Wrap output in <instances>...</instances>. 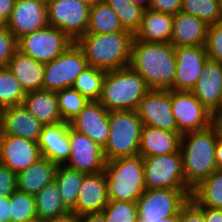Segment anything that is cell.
Listing matches in <instances>:
<instances>
[{
  "label": "cell",
  "instance_id": "cell-1",
  "mask_svg": "<svg viewBox=\"0 0 222 222\" xmlns=\"http://www.w3.org/2000/svg\"><path fill=\"white\" fill-rule=\"evenodd\" d=\"M129 66L150 89H170L176 72L175 47L166 42H145L134 37Z\"/></svg>",
  "mask_w": 222,
  "mask_h": 222
},
{
  "label": "cell",
  "instance_id": "cell-2",
  "mask_svg": "<svg viewBox=\"0 0 222 222\" xmlns=\"http://www.w3.org/2000/svg\"><path fill=\"white\" fill-rule=\"evenodd\" d=\"M217 123L211 127L181 135L180 152L187 186L193 190L206 180L215 170L217 139L221 136Z\"/></svg>",
  "mask_w": 222,
  "mask_h": 222
},
{
  "label": "cell",
  "instance_id": "cell-3",
  "mask_svg": "<svg viewBox=\"0 0 222 222\" xmlns=\"http://www.w3.org/2000/svg\"><path fill=\"white\" fill-rule=\"evenodd\" d=\"M133 39L130 31L86 33L76 43L83 50L88 66L107 72L129 66Z\"/></svg>",
  "mask_w": 222,
  "mask_h": 222
},
{
  "label": "cell",
  "instance_id": "cell-4",
  "mask_svg": "<svg viewBox=\"0 0 222 222\" xmlns=\"http://www.w3.org/2000/svg\"><path fill=\"white\" fill-rule=\"evenodd\" d=\"M150 90L145 80L130 66L107 71L98 100L108 111L137 110Z\"/></svg>",
  "mask_w": 222,
  "mask_h": 222
},
{
  "label": "cell",
  "instance_id": "cell-5",
  "mask_svg": "<svg viewBox=\"0 0 222 222\" xmlns=\"http://www.w3.org/2000/svg\"><path fill=\"white\" fill-rule=\"evenodd\" d=\"M109 200L137 202L146 190L143 158L121 157L106 162Z\"/></svg>",
  "mask_w": 222,
  "mask_h": 222
},
{
  "label": "cell",
  "instance_id": "cell-6",
  "mask_svg": "<svg viewBox=\"0 0 222 222\" xmlns=\"http://www.w3.org/2000/svg\"><path fill=\"white\" fill-rule=\"evenodd\" d=\"M143 126L135 110L109 111L110 133L103 147L106 162L139 155Z\"/></svg>",
  "mask_w": 222,
  "mask_h": 222
},
{
  "label": "cell",
  "instance_id": "cell-7",
  "mask_svg": "<svg viewBox=\"0 0 222 222\" xmlns=\"http://www.w3.org/2000/svg\"><path fill=\"white\" fill-rule=\"evenodd\" d=\"M191 189H146L137 200L138 222H157L179 213Z\"/></svg>",
  "mask_w": 222,
  "mask_h": 222
},
{
  "label": "cell",
  "instance_id": "cell-8",
  "mask_svg": "<svg viewBox=\"0 0 222 222\" xmlns=\"http://www.w3.org/2000/svg\"><path fill=\"white\" fill-rule=\"evenodd\" d=\"M87 66L83 50L73 42L56 59L44 64L43 89L56 92L72 87Z\"/></svg>",
  "mask_w": 222,
  "mask_h": 222
},
{
  "label": "cell",
  "instance_id": "cell-9",
  "mask_svg": "<svg viewBox=\"0 0 222 222\" xmlns=\"http://www.w3.org/2000/svg\"><path fill=\"white\" fill-rule=\"evenodd\" d=\"M90 6L80 0H47L48 25L76 42L87 33Z\"/></svg>",
  "mask_w": 222,
  "mask_h": 222
},
{
  "label": "cell",
  "instance_id": "cell-10",
  "mask_svg": "<svg viewBox=\"0 0 222 222\" xmlns=\"http://www.w3.org/2000/svg\"><path fill=\"white\" fill-rule=\"evenodd\" d=\"M74 41L60 29L46 26L17 40L18 50L43 64L62 54Z\"/></svg>",
  "mask_w": 222,
  "mask_h": 222
},
{
  "label": "cell",
  "instance_id": "cell-11",
  "mask_svg": "<svg viewBox=\"0 0 222 222\" xmlns=\"http://www.w3.org/2000/svg\"><path fill=\"white\" fill-rule=\"evenodd\" d=\"M146 189H190L184 178L180 150L143 158Z\"/></svg>",
  "mask_w": 222,
  "mask_h": 222
},
{
  "label": "cell",
  "instance_id": "cell-12",
  "mask_svg": "<svg viewBox=\"0 0 222 222\" xmlns=\"http://www.w3.org/2000/svg\"><path fill=\"white\" fill-rule=\"evenodd\" d=\"M171 106L178 131H202L216 123V118L191 91L171 90Z\"/></svg>",
  "mask_w": 222,
  "mask_h": 222
},
{
  "label": "cell",
  "instance_id": "cell-13",
  "mask_svg": "<svg viewBox=\"0 0 222 222\" xmlns=\"http://www.w3.org/2000/svg\"><path fill=\"white\" fill-rule=\"evenodd\" d=\"M136 111L143 125L180 133L172 112L171 90L150 89Z\"/></svg>",
  "mask_w": 222,
  "mask_h": 222
},
{
  "label": "cell",
  "instance_id": "cell-14",
  "mask_svg": "<svg viewBox=\"0 0 222 222\" xmlns=\"http://www.w3.org/2000/svg\"><path fill=\"white\" fill-rule=\"evenodd\" d=\"M70 155L68 168L85 174L104 171L106 159L103 148L87 135L77 132L69 125Z\"/></svg>",
  "mask_w": 222,
  "mask_h": 222
},
{
  "label": "cell",
  "instance_id": "cell-15",
  "mask_svg": "<svg viewBox=\"0 0 222 222\" xmlns=\"http://www.w3.org/2000/svg\"><path fill=\"white\" fill-rule=\"evenodd\" d=\"M175 57V78L169 90L192 91L209 59L205 46L175 47Z\"/></svg>",
  "mask_w": 222,
  "mask_h": 222
},
{
  "label": "cell",
  "instance_id": "cell-16",
  "mask_svg": "<svg viewBox=\"0 0 222 222\" xmlns=\"http://www.w3.org/2000/svg\"><path fill=\"white\" fill-rule=\"evenodd\" d=\"M5 25L17 40L48 26L47 0H16Z\"/></svg>",
  "mask_w": 222,
  "mask_h": 222
},
{
  "label": "cell",
  "instance_id": "cell-17",
  "mask_svg": "<svg viewBox=\"0 0 222 222\" xmlns=\"http://www.w3.org/2000/svg\"><path fill=\"white\" fill-rule=\"evenodd\" d=\"M41 158L38 142L0 135V163L18 174Z\"/></svg>",
  "mask_w": 222,
  "mask_h": 222
},
{
  "label": "cell",
  "instance_id": "cell-18",
  "mask_svg": "<svg viewBox=\"0 0 222 222\" xmlns=\"http://www.w3.org/2000/svg\"><path fill=\"white\" fill-rule=\"evenodd\" d=\"M69 125L103 148L110 133L109 111L99 101H89Z\"/></svg>",
  "mask_w": 222,
  "mask_h": 222
},
{
  "label": "cell",
  "instance_id": "cell-19",
  "mask_svg": "<svg viewBox=\"0 0 222 222\" xmlns=\"http://www.w3.org/2000/svg\"><path fill=\"white\" fill-rule=\"evenodd\" d=\"M191 92L215 118L221 117L222 65L208 59Z\"/></svg>",
  "mask_w": 222,
  "mask_h": 222
},
{
  "label": "cell",
  "instance_id": "cell-20",
  "mask_svg": "<svg viewBox=\"0 0 222 222\" xmlns=\"http://www.w3.org/2000/svg\"><path fill=\"white\" fill-rule=\"evenodd\" d=\"M109 202L106 173L85 174L79 189L76 206L71 210L81 216L102 212Z\"/></svg>",
  "mask_w": 222,
  "mask_h": 222
},
{
  "label": "cell",
  "instance_id": "cell-21",
  "mask_svg": "<svg viewBox=\"0 0 222 222\" xmlns=\"http://www.w3.org/2000/svg\"><path fill=\"white\" fill-rule=\"evenodd\" d=\"M41 157L56 165H66L70 155L69 123L44 125L38 140Z\"/></svg>",
  "mask_w": 222,
  "mask_h": 222
},
{
  "label": "cell",
  "instance_id": "cell-22",
  "mask_svg": "<svg viewBox=\"0 0 222 222\" xmlns=\"http://www.w3.org/2000/svg\"><path fill=\"white\" fill-rule=\"evenodd\" d=\"M43 124L22 104L5 108L0 135H10L38 142Z\"/></svg>",
  "mask_w": 222,
  "mask_h": 222
},
{
  "label": "cell",
  "instance_id": "cell-23",
  "mask_svg": "<svg viewBox=\"0 0 222 222\" xmlns=\"http://www.w3.org/2000/svg\"><path fill=\"white\" fill-rule=\"evenodd\" d=\"M208 26L200 18L180 11L174 15L170 43L174 47L204 46Z\"/></svg>",
  "mask_w": 222,
  "mask_h": 222
},
{
  "label": "cell",
  "instance_id": "cell-24",
  "mask_svg": "<svg viewBox=\"0 0 222 222\" xmlns=\"http://www.w3.org/2000/svg\"><path fill=\"white\" fill-rule=\"evenodd\" d=\"M181 135L144 125L140 137L139 155L145 158L178 152Z\"/></svg>",
  "mask_w": 222,
  "mask_h": 222
},
{
  "label": "cell",
  "instance_id": "cell-25",
  "mask_svg": "<svg viewBox=\"0 0 222 222\" xmlns=\"http://www.w3.org/2000/svg\"><path fill=\"white\" fill-rule=\"evenodd\" d=\"M7 67L26 93L43 89V63L17 50Z\"/></svg>",
  "mask_w": 222,
  "mask_h": 222
},
{
  "label": "cell",
  "instance_id": "cell-26",
  "mask_svg": "<svg viewBox=\"0 0 222 222\" xmlns=\"http://www.w3.org/2000/svg\"><path fill=\"white\" fill-rule=\"evenodd\" d=\"M22 105L43 125L63 122L55 91L40 89L28 92Z\"/></svg>",
  "mask_w": 222,
  "mask_h": 222
},
{
  "label": "cell",
  "instance_id": "cell-27",
  "mask_svg": "<svg viewBox=\"0 0 222 222\" xmlns=\"http://www.w3.org/2000/svg\"><path fill=\"white\" fill-rule=\"evenodd\" d=\"M56 168L55 163L41 157L17 174V190L35 196L43 187L54 181Z\"/></svg>",
  "mask_w": 222,
  "mask_h": 222
},
{
  "label": "cell",
  "instance_id": "cell-28",
  "mask_svg": "<svg viewBox=\"0 0 222 222\" xmlns=\"http://www.w3.org/2000/svg\"><path fill=\"white\" fill-rule=\"evenodd\" d=\"M174 16L162 12L144 10L141 26L134 37L145 42L170 43Z\"/></svg>",
  "mask_w": 222,
  "mask_h": 222
},
{
  "label": "cell",
  "instance_id": "cell-29",
  "mask_svg": "<svg viewBox=\"0 0 222 222\" xmlns=\"http://www.w3.org/2000/svg\"><path fill=\"white\" fill-rule=\"evenodd\" d=\"M85 173L68 168L66 165H57L54 182L65 207L71 211L76 206L79 189Z\"/></svg>",
  "mask_w": 222,
  "mask_h": 222
},
{
  "label": "cell",
  "instance_id": "cell-30",
  "mask_svg": "<svg viewBox=\"0 0 222 222\" xmlns=\"http://www.w3.org/2000/svg\"><path fill=\"white\" fill-rule=\"evenodd\" d=\"M118 31L127 30L123 28L117 13L105 1L90 6L87 33L106 34Z\"/></svg>",
  "mask_w": 222,
  "mask_h": 222
},
{
  "label": "cell",
  "instance_id": "cell-31",
  "mask_svg": "<svg viewBox=\"0 0 222 222\" xmlns=\"http://www.w3.org/2000/svg\"><path fill=\"white\" fill-rule=\"evenodd\" d=\"M191 198L201 207L222 209V169L215 170L195 187Z\"/></svg>",
  "mask_w": 222,
  "mask_h": 222
},
{
  "label": "cell",
  "instance_id": "cell-32",
  "mask_svg": "<svg viewBox=\"0 0 222 222\" xmlns=\"http://www.w3.org/2000/svg\"><path fill=\"white\" fill-rule=\"evenodd\" d=\"M35 204L37 217L45 221L69 212L61 200L54 181L43 187L35 195Z\"/></svg>",
  "mask_w": 222,
  "mask_h": 222
},
{
  "label": "cell",
  "instance_id": "cell-33",
  "mask_svg": "<svg viewBox=\"0 0 222 222\" xmlns=\"http://www.w3.org/2000/svg\"><path fill=\"white\" fill-rule=\"evenodd\" d=\"M106 71L87 66L76 78L73 88L88 101H98Z\"/></svg>",
  "mask_w": 222,
  "mask_h": 222
},
{
  "label": "cell",
  "instance_id": "cell-34",
  "mask_svg": "<svg viewBox=\"0 0 222 222\" xmlns=\"http://www.w3.org/2000/svg\"><path fill=\"white\" fill-rule=\"evenodd\" d=\"M26 92L8 67L0 68V107L23 104Z\"/></svg>",
  "mask_w": 222,
  "mask_h": 222
},
{
  "label": "cell",
  "instance_id": "cell-35",
  "mask_svg": "<svg viewBox=\"0 0 222 222\" xmlns=\"http://www.w3.org/2000/svg\"><path fill=\"white\" fill-rule=\"evenodd\" d=\"M181 11L200 18L207 25L222 20L221 0H182Z\"/></svg>",
  "mask_w": 222,
  "mask_h": 222
},
{
  "label": "cell",
  "instance_id": "cell-36",
  "mask_svg": "<svg viewBox=\"0 0 222 222\" xmlns=\"http://www.w3.org/2000/svg\"><path fill=\"white\" fill-rule=\"evenodd\" d=\"M60 116L63 122L69 123L73 120L89 102L73 87L56 91Z\"/></svg>",
  "mask_w": 222,
  "mask_h": 222
},
{
  "label": "cell",
  "instance_id": "cell-37",
  "mask_svg": "<svg viewBox=\"0 0 222 222\" xmlns=\"http://www.w3.org/2000/svg\"><path fill=\"white\" fill-rule=\"evenodd\" d=\"M118 15L123 28L135 35L141 26L144 9L128 0H103Z\"/></svg>",
  "mask_w": 222,
  "mask_h": 222
},
{
  "label": "cell",
  "instance_id": "cell-38",
  "mask_svg": "<svg viewBox=\"0 0 222 222\" xmlns=\"http://www.w3.org/2000/svg\"><path fill=\"white\" fill-rule=\"evenodd\" d=\"M11 222H24L37 217L35 196L21 191L10 195Z\"/></svg>",
  "mask_w": 222,
  "mask_h": 222
},
{
  "label": "cell",
  "instance_id": "cell-39",
  "mask_svg": "<svg viewBox=\"0 0 222 222\" xmlns=\"http://www.w3.org/2000/svg\"><path fill=\"white\" fill-rule=\"evenodd\" d=\"M102 213L105 222H138L137 202L109 200Z\"/></svg>",
  "mask_w": 222,
  "mask_h": 222
},
{
  "label": "cell",
  "instance_id": "cell-40",
  "mask_svg": "<svg viewBox=\"0 0 222 222\" xmlns=\"http://www.w3.org/2000/svg\"><path fill=\"white\" fill-rule=\"evenodd\" d=\"M204 46L208 58L222 65V20L208 26Z\"/></svg>",
  "mask_w": 222,
  "mask_h": 222
},
{
  "label": "cell",
  "instance_id": "cell-41",
  "mask_svg": "<svg viewBox=\"0 0 222 222\" xmlns=\"http://www.w3.org/2000/svg\"><path fill=\"white\" fill-rule=\"evenodd\" d=\"M17 50V38L6 28L5 24H0V68L8 66Z\"/></svg>",
  "mask_w": 222,
  "mask_h": 222
},
{
  "label": "cell",
  "instance_id": "cell-42",
  "mask_svg": "<svg viewBox=\"0 0 222 222\" xmlns=\"http://www.w3.org/2000/svg\"><path fill=\"white\" fill-rule=\"evenodd\" d=\"M179 222H205L204 207L190 197L179 211Z\"/></svg>",
  "mask_w": 222,
  "mask_h": 222
},
{
  "label": "cell",
  "instance_id": "cell-43",
  "mask_svg": "<svg viewBox=\"0 0 222 222\" xmlns=\"http://www.w3.org/2000/svg\"><path fill=\"white\" fill-rule=\"evenodd\" d=\"M17 174L0 163V197L10 196L17 190Z\"/></svg>",
  "mask_w": 222,
  "mask_h": 222
},
{
  "label": "cell",
  "instance_id": "cell-44",
  "mask_svg": "<svg viewBox=\"0 0 222 222\" xmlns=\"http://www.w3.org/2000/svg\"><path fill=\"white\" fill-rule=\"evenodd\" d=\"M182 0H150L149 9L165 14L176 15L181 11Z\"/></svg>",
  "mask_w": 222,
  "mask_h": 222
},
{
  "label": "cell",
  "instance_id": "cell-45",
  "mask_svg": "<svg viewBox=\"0 0 222 222\" xmlns=\"http://www.w3.org/2000/svg\"><path fill=\"white\" fill-rule=\"evenodd\" d=\"M16 0H0V24H6Z\"/></svg>",
  "mask_w": 222,
  "mask_h": 222
},
{
  "label": "cell",
  "instance_id": "cell-46",
  "mask_svg": "<svg viewBox=\"0 0 222 222\" xmlns=\"http://www.w3.org/2000/svg\"><path fill=\"white\" fill-rule=\"evenodd\" d=\"M0 222H11L10 196L0 197Z\"/></svg>",
  "mask_w": 222,
  "mask_h": 222
},
{
  "label": "cell",
  "instance_id": "cell-47",
  "mask_svg": "<svg viewBox=\"0 0 222 222\" xmlns=\"http://www.w3.org/2000/svg\"><path fill=\"white\" fill-rule=\"evenodd\" d=\"M205 222H222V209L204 207Z\"/></svg>",
  "mask_w": 222,
  "mask_h": 222
},
{
  "label": "cell",
  "instance_id": "cell-48",
  "mask_svg": "<svg viewBox=\"0 0 222 222\" xmlns=\"http://www.w3.org/2000/svg\"><path fill=\"white\" fill-rule=\"evenodd\" d=\"M79 222H105L102 212L89 213L79 216Z\"/></svg>",
  "mask_w": 222,
  "mask_h": 222
},
{
  "label": "cell",
  "instance_id": "cell-49",
  "mask_svg": "<svg viewBox=\"0 0 222 222\" xmlns=\"http://www.w3.org/2000/svg\"><path fill=\"white\" fill-rule=\"evenodd\" d=\"M45 222H79V216L76 215L74 212L69 211L64 215L46 220Z\"/></svg>",
  "mask_w": 222,
  "mask_h": 222
},
{
  "label": "cell",
  "instance_id": "cell-50",
  "mask_svg": "<svg viewBox=\"0 0 222 222\" xmlns=\"http://www.w3.org/2000/svg\"><path fill=\"white\" fill-rule=\"evenodd\" d=\"M215 152L217 169H222V135L217 139Z\"/></svg>",
  "mask_w": 222,
  "mask_h": 222
},
{
  "label": "cell",
  "instance_id": "cell-51",
  "mask_svg": "<svg viewBox=\"0 0 222 222\" xmlns=\"http://www.w3.org/2000/svg\"><path fill=\"white\" fill-rule=\"evenodd\" d=\"M128 1L133 3L134 5L141 7L144 10L149 9L150 0H128Z\"/></svg>",
  "mask_w": 222,
  "mask_h": 222
},
{
  "label": "cell",
  "instance_id": "cell-52",
  "mask_svg": "<svg viewBox=\"0 0 222 222\" xmlns=\"http://www.w3.org/2000/svg\"><path fill=\"white\" fill-rule=\"evenodd\" d=\"M157 222H179V213L176 215L169 216L167 218H161V221Z\"/></svg>",
  "mask_w": 222,
  "mask_h": 222
},
{
  "label": "cell",
  "instance_id": "cell-53",
  "mask_svg": "<svg viewBox=\"0 0 222 222\" xmlns=\"http://www.w3.org/2000/svg\"><path fill=\"white\" fill-rule=\"evenodd\" d=\"M86 4H88L89 6H93L94 4L100 2V1H103V0H80Z\"/></svg>",
  "mask_w": 222,
  "mask_h": 222
},
{
  "label": "cell",
  "instance_id": "cell-54",
  "mask_svg": "<svg viewBox=\"0 0 222 222\" xmlns=\"http://www.w3.org/2000/svg\"><path fill=\"white\" fill-rule=\"evenodd\" d=\"M216 123L219 126V128L221 130V134H222V116L219 118H216Z\"/></svg>",
  "mask_w": 222,
  "mask_h": 222
},
{
  "label": "cell",
  "instance_id": "cell-55",
  "mask_svg": "<svg viewBox=\"0 0 222 222\" xmlns=\"http://www.w3.org/2000/svg\"><path fill=\"white\" fill-rule=\"evenodd\" d=\"M24 222H45V220H42V219H39L38 217H36L34 219H29Z\"/></svg>",
  "mask_w": 222,
  "mask_h": 222
},
{
  "label": "cell",
  "instance_id": "cell-56",
  "mask_svg": "<svg viewBox=\"0 0 222 222\" xmlns=\"http://www.w3.org/2000/svg\"><path fill=\"white\" fill-rule=\"evenodd\" d=\"M3 111H4V109L2 107H0V130H1V126H2Z\"/></svg>",
  "mask_w": 222,
  "mask_h": 222
},
{
  "label": "cell",
  "instance_id": "cell-57",
  "mask_svg": "<svg viewBox=\"0 0 222 222\" xmlns=\"http://www.w3.org/2000/svg\"><path fill=\"white\" fill-rule=\"evenodd\" d=\"M221 116H222V97H221Z\"/></svg>",
  "mask_w": 222,
  "mask_h": 222
}]
</instances>
